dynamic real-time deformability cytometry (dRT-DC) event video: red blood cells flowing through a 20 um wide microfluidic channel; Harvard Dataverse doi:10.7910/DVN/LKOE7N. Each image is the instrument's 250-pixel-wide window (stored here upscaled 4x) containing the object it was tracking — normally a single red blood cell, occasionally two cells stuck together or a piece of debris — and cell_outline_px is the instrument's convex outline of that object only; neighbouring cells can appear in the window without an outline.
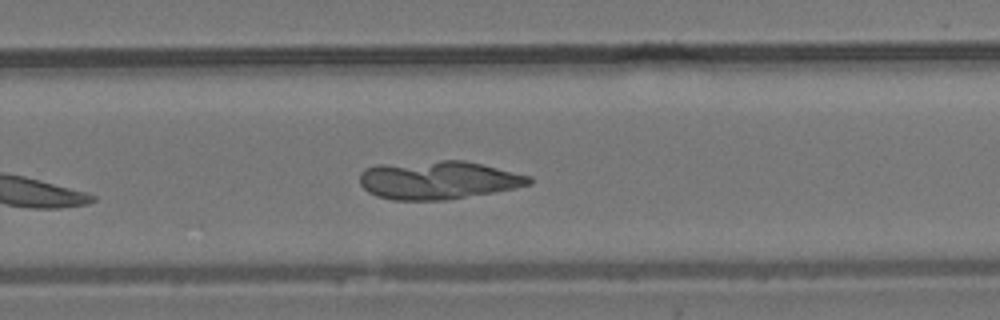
{"species": "common noctule bat (a hibernating species)", "species_latin": "Nyctalus noctula", "temperature_condition": "room temperature", "stored_images_in_passage": 32, "camera_frame_rate_fps": 3000, "um_per_image_px": 0.085, "animal": {"sex": "male", "body_mass_g": 19.2, "forearm_length_mm": 51.8}, "frame": {"image": 1, "passage_image": 23, "time_ms": 7.333, "image_size_px": [1000, 320], "cell_outline_px": [[532, 184], [492, 192], [444, 200], [392, 200], [376, 196], [368, 192], [360, 184], [360, 172], [364, 168], [376, 164], [440, 160], [464, 160], [532, 176]], "centroid_in_image_um": [37.19, 15.29], "position_along_channel_um": 292.6, "area_um2": 37.92}}